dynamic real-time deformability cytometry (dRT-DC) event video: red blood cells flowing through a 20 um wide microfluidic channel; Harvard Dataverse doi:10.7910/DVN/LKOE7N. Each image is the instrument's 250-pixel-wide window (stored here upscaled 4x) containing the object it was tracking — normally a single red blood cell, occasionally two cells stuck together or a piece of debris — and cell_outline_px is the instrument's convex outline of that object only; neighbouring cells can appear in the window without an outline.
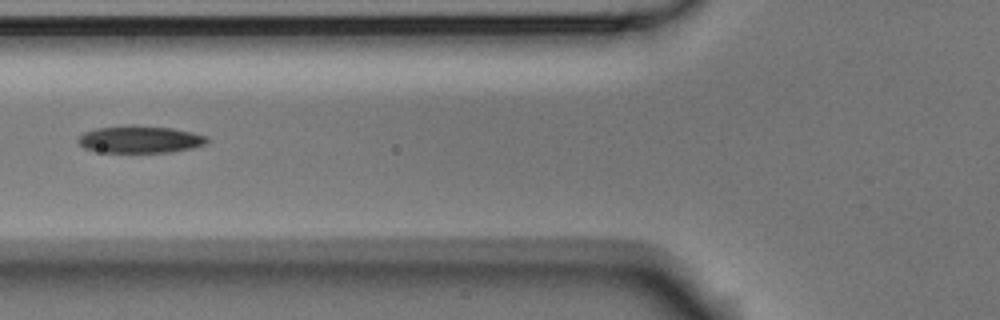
{"species": "Egyptian fruit bat (a non-hibernating species)", "species_latin": "Rousettus aegyptiacus", "temperature_condition": "room temperature", "stored_images_in_passage": 9, "camera_frame_rate_fps": 3000, "um_per_image_px": 0.085, "animal": {"sex": "male"}, "frame": {"image": 1, "passage_image": 6, "time_ms": 1.667, "image_size_px": [1000, 320], "cell_outline_px": [[208, 140], [204, 144], [192, 148], [172, 152], [96, 152], [84, 148], [76, 140], [84, 132], [96, 128], [132, 124], [172, 128], [192, 132], [208, 136]], "centroid_in_image_um": [11.88, 11.84], "position_along_channel_um": 113.9, "area_um2": 20.63}}
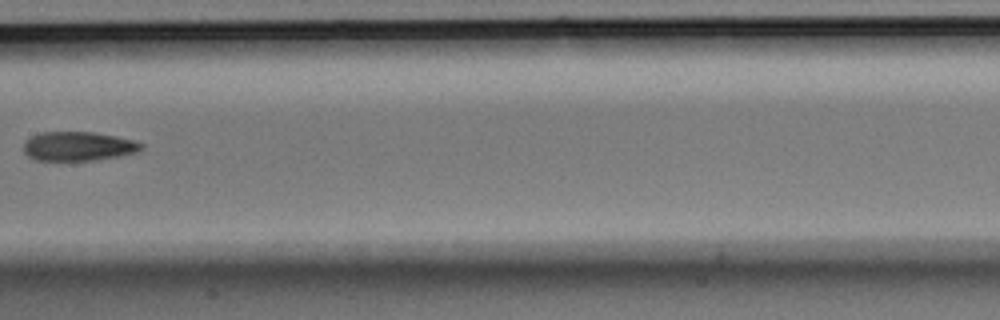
{"frame": {"image": 2, "passage_image": 8, "time_ms": 2.333, "image_size_px": [1000, 320], "cell_outline_px": [[144, 148], [136, 152], [120, 156], [96, 160], [36, 160], [28, 156], [24, 152], [24, 144], [32, 136], [40, 132], [92, 132], [116, 136], [132, 140], [144, 144]], "centroid_in_image_um": [6.67, 12.43], "position_along_channel_um": 200.7, "area_um2": 19.88}}
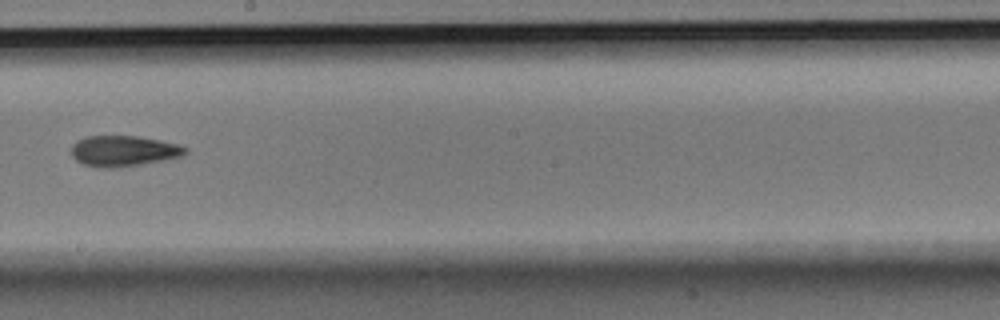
{"frame": {"image": 3, "passage_image": 9, "time_ms": 2.667, "image_size_px": [1000, 320], "cell_outline_px": [[188, 152], [184, 156], [164, 160], [140, 164], [112, 168], [100, 168], [84, 164], [76, 160], [72, 156], [72, 144], [76, 140], [84, 136], [140, 136], [180, 144], [188, 148]], "centroid_in_image_um": [10.53, 12.82], "position_along_channel_um": 237.7, "area_um2": 20.63}}